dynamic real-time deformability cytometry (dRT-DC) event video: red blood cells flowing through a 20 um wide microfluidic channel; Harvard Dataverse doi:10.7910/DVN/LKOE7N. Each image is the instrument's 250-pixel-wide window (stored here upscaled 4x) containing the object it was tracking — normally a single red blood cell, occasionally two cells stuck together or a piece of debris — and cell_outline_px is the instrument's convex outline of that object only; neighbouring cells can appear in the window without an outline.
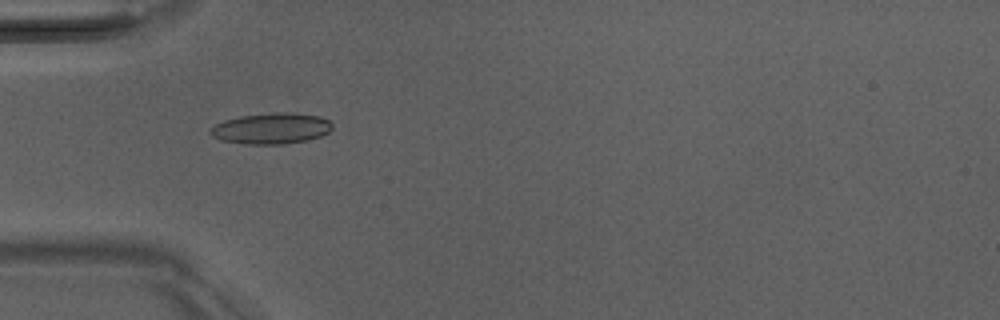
{"species": "Egyptian fruit bat (a non-hibernating species)", "species_latin": "Rousettus aegyptiacus", "temperature_condition": "room temperature", "stored_images_in_passage": 47, "camera_frame_rate_fps": 3000, "um_per_image_px": 0.085, "animal": {"sex": "male"}, "frame": {"image": 1, "passage_image": 12, "time_ms": 3.667, "image_size_px": [1000, 320], "cell_outline_px": [[332, 128], [328, 132], [320, 136], [308, 140], [280, 144], [248, 144], [220, 140], [212, 136], [208, 132], [216, 124], [224, 120], [240, 116], [320, 116], [328, 120], [332, 124]], "centroid_in_image_um": [23.0, 10.99], "position_along_channel_um": 62.0, "area_um2": 20.58}}
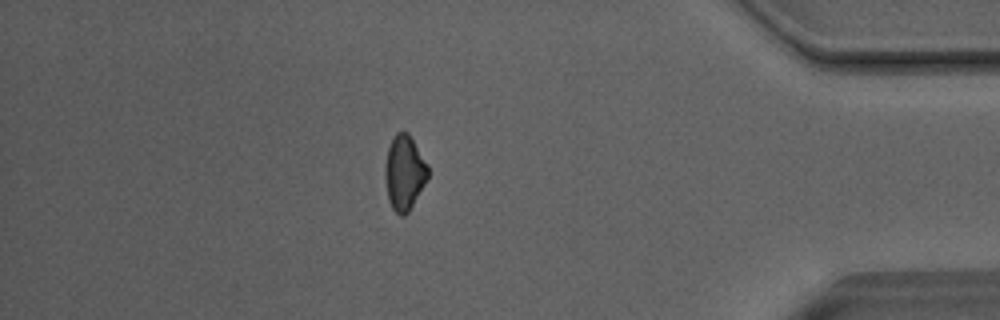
{"frame": {"image": 2, "passage_image": 40, "time_ms": 13.0, "image_size_px": [1000, 320], "cell_outline_px": [[428, 176], [424, 184], [408, 212], [404, 216], [400, 216], [392, 208], [388, 200], [384, 168], [388, 148], [396, 132], [408, 132], [428, 164]], "centroid_in_image_um": [34.36, 14.67], "position_along_channel_um": 400.8, "area_um2": 18.5}}
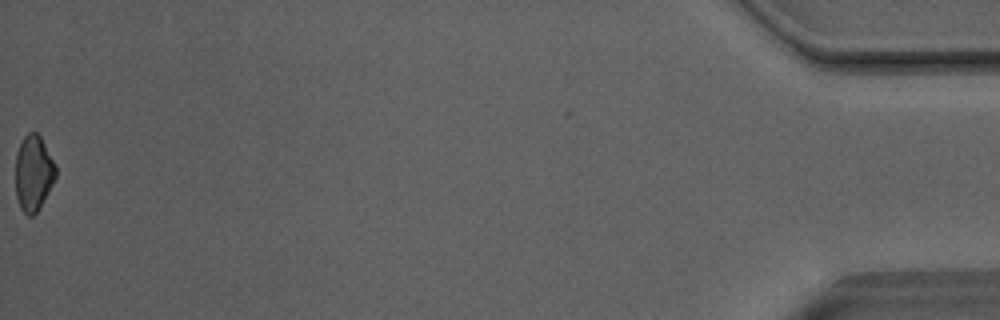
{"frame": {"image": 3, "passage_image": 47, "time_ms": 15.333, "image_size_px": [1000, 320], "cell_outline_px": [[56, 176], [48, 192], [36, 212], [32, 216], [28, 216], [20, 208], [16, 196], [16, 152], [24, 136], [28, 132], [36, 132], [40, 136], [56, 164]], "centroid_in_image_um": [2.84, 14.69], "position_along_channel_um": 432.4, "area_um2": 17.63}, "authors_computed_cell_mechanics": {"area_um2": 19.363, "velocity_mm_per_s": 4.0722, "shape_relaxation_time_tau1_ms": 9.2749, "shape_relaxation_time_tau2_ms": null, "deformation_change_tau1": 0.1703, "deformation_change_tau2": null}}